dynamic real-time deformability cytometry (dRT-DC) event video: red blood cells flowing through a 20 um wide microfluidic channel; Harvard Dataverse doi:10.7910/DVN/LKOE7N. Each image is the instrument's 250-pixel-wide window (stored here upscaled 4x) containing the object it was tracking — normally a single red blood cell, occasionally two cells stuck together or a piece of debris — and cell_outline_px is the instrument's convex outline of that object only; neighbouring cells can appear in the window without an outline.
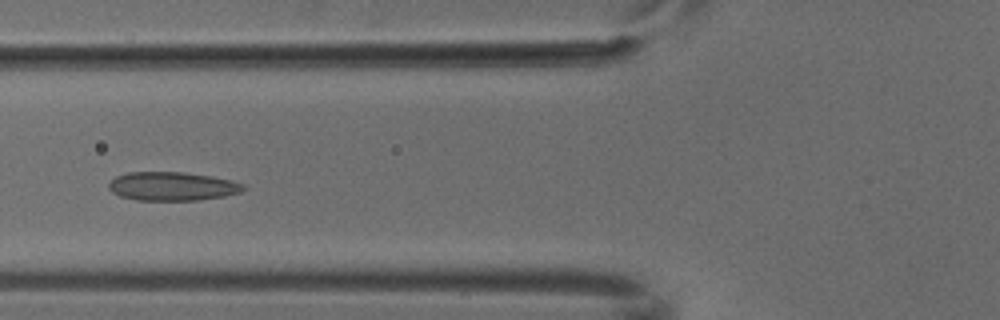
{"species": "common noctule bat (a hibernating species)", "species_latin": "Nyctalus noctula", "temperature_condition": "cold", "stored_images_in_passage": 5, "camera_frame_rate_fps": 3000, "um_per_image_px": 0.085, "animal": {"sex": "male", "body_mass_g": 18.8}, "frame": {"image": 1, "passage_image": 5, "time_ms": 1.333, "image_size_px": [1000, 320], "cell_outline_px": [[244, 188], [240, 192], [224, 196], [196, 200], [136, 200], [120, 196], [112, 192], [108, 188], [108, 184], [116, 176], [128, 172], [184, 172], [212, 176], [244, 184]], "centroid_in_image_um": [14.6, 15.83], "position_along_channel_um": 111.2, "area_um2": 22.37}}